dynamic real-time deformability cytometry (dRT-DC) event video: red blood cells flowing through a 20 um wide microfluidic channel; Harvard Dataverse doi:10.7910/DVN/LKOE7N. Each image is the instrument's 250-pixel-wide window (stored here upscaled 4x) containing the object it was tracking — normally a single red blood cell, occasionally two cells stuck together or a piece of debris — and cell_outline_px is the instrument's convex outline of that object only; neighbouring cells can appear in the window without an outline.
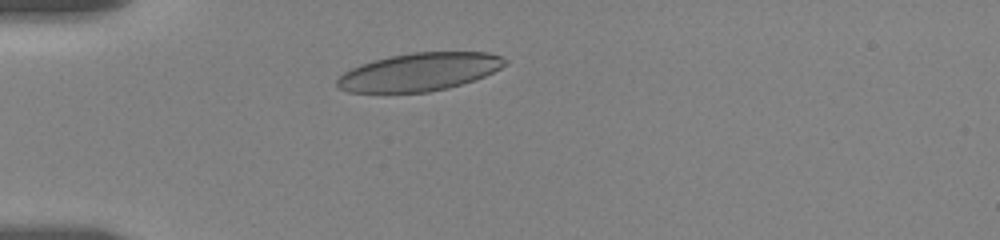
{"species": "human", "species_latin": "Homo sapiens", "temperature_condition": "room temperature", "stored_images_in_passage": 9, "camera_frame_rate_fps": 3000, "um_per_image_px": 0.085, "donor": {"sex": "female"}, "frame": {"image": 1, "passage_image": 3, "time_ms": 2.333, "image_size_px": [1000, 240], "cell_outline_px": [[508, 64], [476, 80], [448, 88], [428, 92], [348, 92], [336, 88], [336, 80], [344, 72], [352, 68], [376, 60], [392, 56], [412, 52], [488, 52], [500, 56], [508, 60]], "centroid_in_image_um": [35.67, 6.12], "position_along_channel_um": 49.3, "area_um2": 36.99}}
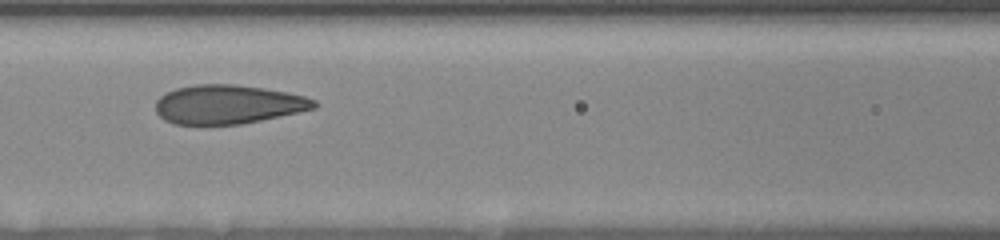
{"frame": {"image": 2, "passage_image": 7, "time_ms": 5.667, "image_size_px": [1000, 240], "cell_outline_px": [[316, 108], [260, 120], [240, 124], [172, 124], [164, 120], [156, 112], [156, 100], [160, 96], [176, 88], [196, 84], [236, 84], [264, 88], [288, 92], [304, 96], [316, 100]], "centroid_in_image_um": [19.36, 8.86], "position_along_channel_um": 147.2, "area_um2": 35.89}}
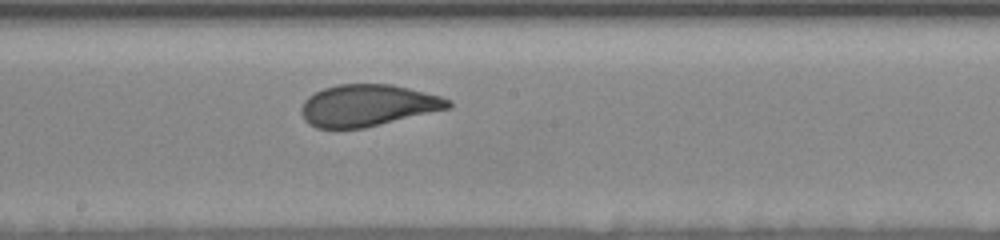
{"frame": {"image": 3, "passage_image": 9, "time_ms": 7.667, "image_size_px": [1000, 240], "cell_outline_px": [[452, 108], [364, 128], [316, 128], [308, 124], [304, 120], [300, 112], [300, 108], [304, 100], [308, 96], [324, 88], [336, 84], [392, 84], [440, 96], [452, 100]], "centroid_in_image_um": [31.25, 8.96], "position_along_channel_um": 216.9, "area_um2": 35.95}}